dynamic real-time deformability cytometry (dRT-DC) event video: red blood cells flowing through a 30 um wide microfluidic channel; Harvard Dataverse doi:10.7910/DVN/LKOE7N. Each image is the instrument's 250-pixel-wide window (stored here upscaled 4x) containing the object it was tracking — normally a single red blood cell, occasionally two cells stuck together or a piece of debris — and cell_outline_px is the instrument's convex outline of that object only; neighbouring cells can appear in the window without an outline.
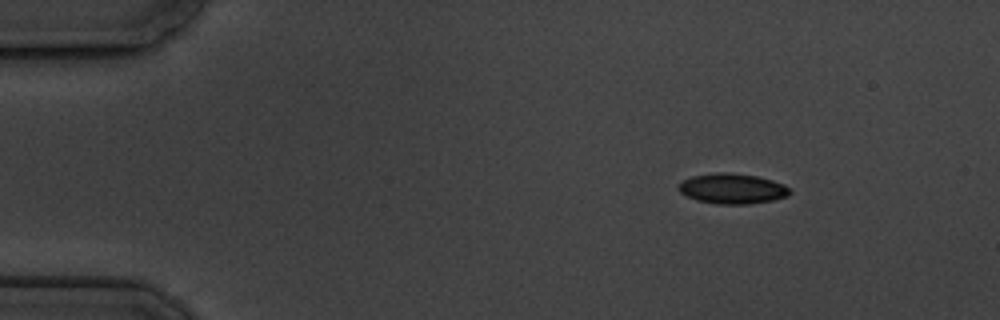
{"species": "common noctule bat (a hibernating species)", "species_latin": "Nyctalus noctula", "temperature_condition": "cold", "stored_images_in_passage": 5, "camera_frame_rate_fps": 3000, "um_per_image_px": 0.085, "animal": {"sex": "male", "body_mass_g": 19.5, "forearm_length_mm": 54.6}, "frame": {"image": 1, "passage_image": 2, "time_ms": 1.0, "image_size_px": [1000, 320], "cell_outline_px": [[792, 192], [788, 196], [772, 200], [748, 204], [716, 204], [696, 200], [680, 192], [680, 184], [684, 180], [692, 176], [716, 172], [728, 172], [756, 176], [772, 180], [784, 184]], "centroid_in_image_um": [62.27, 16.03], "position_along_channel_um": 22.7, "area_um2": 19.48}}